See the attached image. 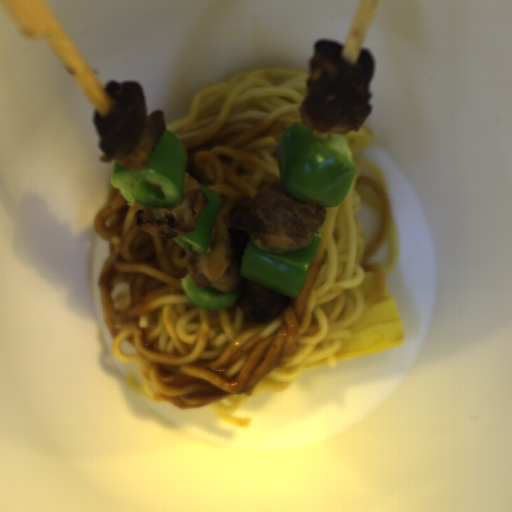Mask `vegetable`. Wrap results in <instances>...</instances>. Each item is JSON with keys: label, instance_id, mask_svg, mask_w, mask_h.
<instances>
[{"label": "vegetable", "instance_id": "1", "mask_svg": "<svg viewBox=\"0 0 512 512\" xmlns=\"http://www.w3.org/2000/svg\"><path fill=\"white\" fill-rule=\"evenodd\" d=\"M283 186L299 200L322 207L343 202L356 176L348 136L319 133L294 122L277 149Z\"/></svg>", "mask_w": 512, "mask_h": 512}, {"label": "vegetable", "instance_id": "2", "mask_svg": "<svg viewBox=\"0 0 512 512\" xmlns=\"http://www.w3.org/2000/svg\"><path fill=\"white\" fill-rule=\"evenodd\" d=\"M187 149L177 135L165 129L140 169L129 170L113 162L109 182L118 189L128 207L178 206L187 169Z\"/></svg>", "mask_w": 512, "mask_h": 512}, {"label": "vegetable", "instance_id": "3", "mask_svg": "<svg viewBox=\"0 0 512 512\" xmlns=\"http://www.w3.org/2000/svg\"><path fill=\"white\" fill-rule=\"evenodd\" d=\"M321 243L322 236L314 233L306 248L272 253L263 251L250 236L242 254L240 276L295 299Z\"/></svg>", "mask_w": 512, "mask_h": 512}, {"label": "vegetable", "instance_id": "4", "mask_svg": "<svg viewBox=\"0 0 512 512\" xmlns=\"http://www.w3.org/2000/svg\"><path fill=\"white\" fill-rule=\"evenodd\" d=\"M200 187L208 203L197 215L194 221V230L171 239L185 251L203 254L207 253L211 242L215 222L222 204V196L202 185Z\"/></svg>", "mask_w": 512, "mask_h": 512}, {"label": "vegetable", "instance_id": "5", "mask_svg": "<svg viewBox=\"0 0 512 512\" xmlns=\"http://www.w3.org/2000/svg\"><path fill=\"white\" fill-rule=\"evenodd\" d=\"M179 283L191 304L207 311H221L236 305L243 290L244 283L230 291H218L211 285L198 288L191 279L189 272L185 273Z\"/></svg>", "mask_w": 512, "mask_h": 512}]
</instances>
